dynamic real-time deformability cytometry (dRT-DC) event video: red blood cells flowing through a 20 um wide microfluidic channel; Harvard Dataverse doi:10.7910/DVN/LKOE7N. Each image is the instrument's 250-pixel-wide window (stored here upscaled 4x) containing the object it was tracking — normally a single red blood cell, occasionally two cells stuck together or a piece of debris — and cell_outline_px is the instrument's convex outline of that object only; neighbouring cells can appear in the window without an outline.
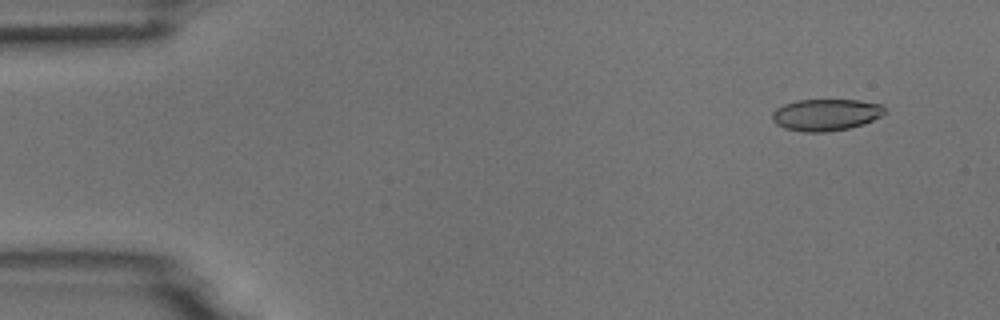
{"species": "common noctule bat (a hibernating species)", "species_latin": "Nyctalus noctula", "temperature_condition": "room temperature", "stored_images_in_passage": 4, "camera_frame_rate_fps": 3000, "um_per_image_px": 0.085, "animal": {"sex": "male", "body_mass_g": 18.8}, "frame": {"image": 1, "passage_image": 1, "time_ms": 0.0, "image_size_px": [1000, 320], "cell_outline_px": [[888, 112], [864, 124], [848, 128], [824, 132], [804, 132], [784, 128], [776, 124], [772, 120], [772, 112], [776, 108], [784, 104], [796, 100], [860, 100], [880, 104]], "centroid_in_image_um": [70.18, 9.75], "position_along_channel_um": 14.8, "area_um2": 20.87}}
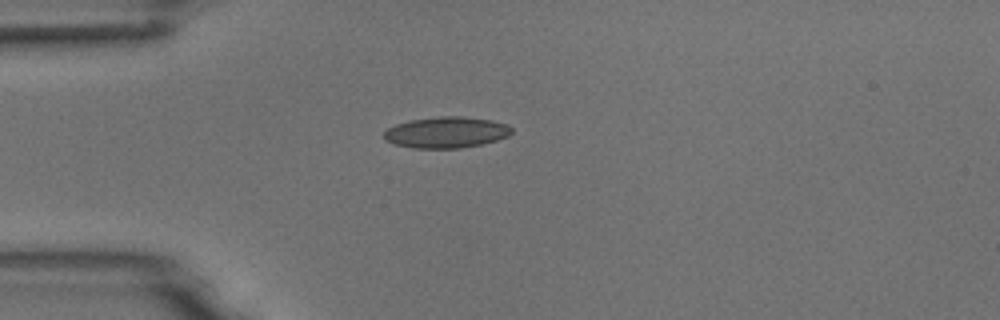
{"frame": {"image": 2, "passage_image": 4, "time_ms": 1.0, "image_size_px": [1000, 320], "cell_outline_px": [[512, 132], [508, 136], [496, 140], [480, 144], [460, 148], [412, 148], [396, 144], [384, 140], [384, 132], [388, 128], [396, 124], [408, 120], [440, 116], [460, 116], [492, 120], [508, 124], [512, 128]], "centroid_in_image_um": [37.93, 11.24], "position_along_channel_um": 47.1, "area_um2": 23.18}}